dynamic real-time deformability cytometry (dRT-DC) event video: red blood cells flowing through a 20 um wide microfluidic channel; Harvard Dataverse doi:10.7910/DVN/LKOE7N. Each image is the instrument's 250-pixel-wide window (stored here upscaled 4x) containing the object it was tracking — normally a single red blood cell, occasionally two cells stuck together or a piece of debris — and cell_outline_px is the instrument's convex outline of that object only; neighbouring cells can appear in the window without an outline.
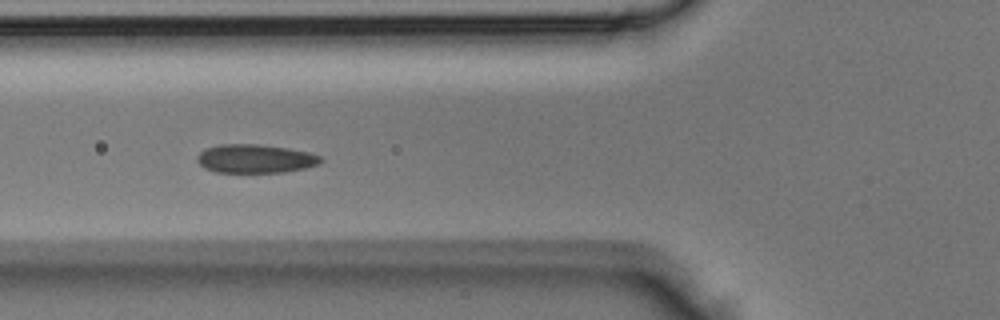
{"species": "Egyptian fruit bat (a non-hibernating species)", "species_latin": "Rousettus aegyptiacus", "temperature_condition": "room temperature", "stored_images_in_passage": 4, "camera_frame_rate_fps": 3000, "um_per_image_px": 0.085, "animal": {"sex": "male"}, "frame": {"image": 1, "passage_image": 4, "time_ms": 1.0, "image_size_px": [1000, 320], "cell_outline_px": [[324, 160], [320, 164], [304, 168], [284, 172], [216, 172], [204, 168], [196, 160], [196, 156], [204, 148], [216, 144], [260, 144], [288, 148], [308, 152], [320, 156]], "centroid_in_image_um": [21.67, 13.48], "position_along_channel_um": 104.1, "area_um2": 20.81}}